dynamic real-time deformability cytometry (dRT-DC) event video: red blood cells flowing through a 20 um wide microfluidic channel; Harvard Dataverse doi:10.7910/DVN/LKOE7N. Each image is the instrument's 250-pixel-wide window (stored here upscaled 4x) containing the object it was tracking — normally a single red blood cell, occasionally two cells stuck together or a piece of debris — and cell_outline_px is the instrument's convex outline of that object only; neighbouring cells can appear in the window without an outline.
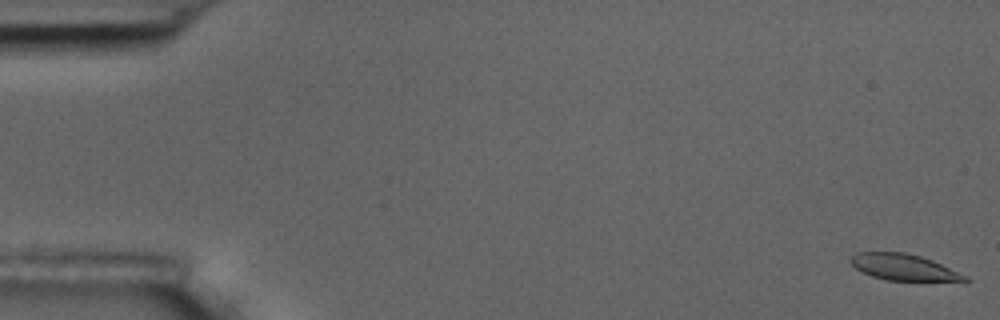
{"species": "common noctule bat (a hibernating species)", "species_latin": "Nyctalus noctula", "temperature_condition": "room temperature", "stored_images_in_passage": 5, "camera_frame_rate_fps": 3000, "um_per_image_px": 0.085, "animal": {"sex": "male", "body_mass_g": 17.5, "forearm_length_mm": 52.3}, "frame": {"image": 1, "passage_image": 1, "time_ms": 0.0, "image_size_px": [1000, 320], "cell_outline_px": [[972, 280], [964, 284], [884, 280], [872, 276], [856, 268], [848, 260], [856, 252], [904, 252], [920, 256], [932, 260], [968, 276]], "centroid_in_image_um": [76.99, 22.78], "position_along_channel_um": 8.0, "area_um2": 18.44}}
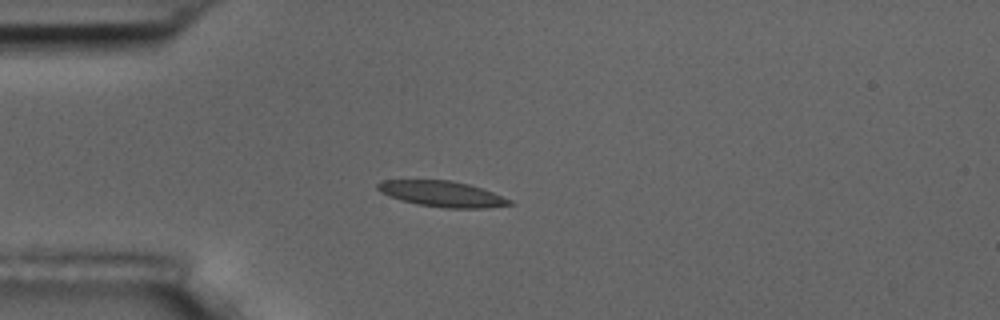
{"frame": {"image": 2, "passage_image": 5, "time_ms": 4.667, "image_size_px": [1000, 320], "cell_outline_px": [[516, 204], [484, 208], [444, 208], [420, 204], [404, 200], [380, 192], [376, 188], [376, 184], [384, 180], [452, 180], [468, 184], [492, 192], [512, 200]], "centroid_in_image_um": [37.62, 16.48], "position_along_channel_um": 47.4, "area_um2": 19.54}}